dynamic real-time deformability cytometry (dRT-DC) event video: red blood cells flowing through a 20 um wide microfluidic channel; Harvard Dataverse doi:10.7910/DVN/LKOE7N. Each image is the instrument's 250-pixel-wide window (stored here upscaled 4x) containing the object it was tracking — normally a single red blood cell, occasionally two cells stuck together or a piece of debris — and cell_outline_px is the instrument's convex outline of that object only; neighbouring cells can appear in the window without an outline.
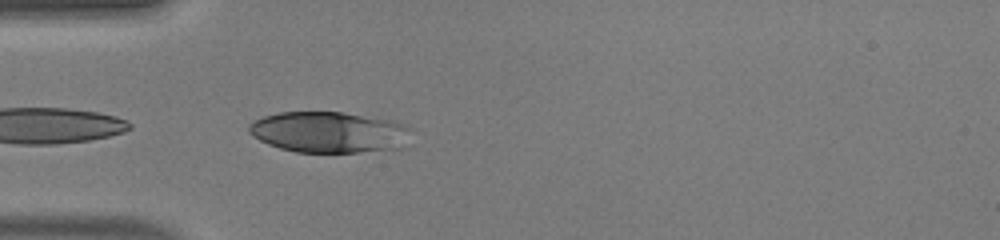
{"species": "human", "species_latin": "Homo sapiens", "temperature_condition": "warm", "stored_images_in_passage": 22, "camera_frame_rate_fps": 3000, "um_per_image_px": 0.085, "donor": {"sex": "male"}, "frame": {"image": 1, "passage_image": 1, "time_ms": 0.0, "image_size_px": [1000, 240], "cell_outline_px": [[412, 128], [404, 148], [360, 152], [296, 152], [280, 148], [268, 144], [252, 136], [248, 132], [248, 124], [264, 116], [280, 112], [344, 112], [396, 120]], "centroid_in_image_um": [28.02, 11.23], "position_along_channel_um": 57.0, "area_um2": 39.25}}